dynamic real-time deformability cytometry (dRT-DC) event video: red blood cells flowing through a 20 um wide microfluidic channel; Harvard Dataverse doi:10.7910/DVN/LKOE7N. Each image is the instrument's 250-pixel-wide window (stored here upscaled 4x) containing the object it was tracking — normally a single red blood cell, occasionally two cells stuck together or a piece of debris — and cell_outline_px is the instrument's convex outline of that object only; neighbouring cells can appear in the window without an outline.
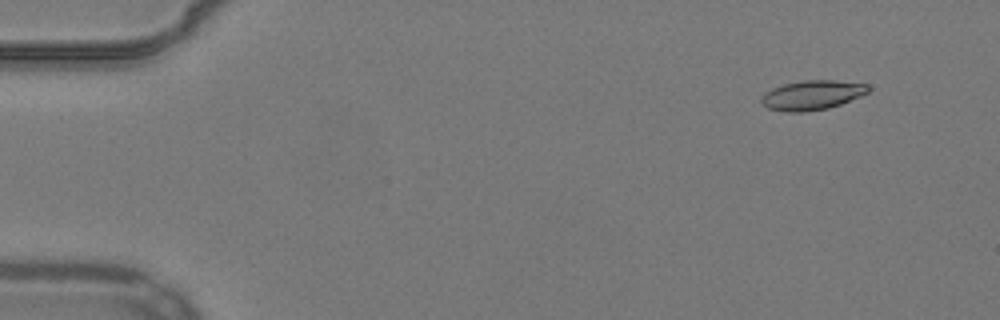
{"species": "common noctule bat (a hibernating species)", "species_latin": "Nyctalus noctula", "temperature_condition": "warm", "stored_images_in_passage": 51, "camera_frame_rate_fps": 3000, "um_per_image_px": 0.085, "animal": {"sex": "male", "body_mass_g": 19.2, "forearm_length_mm": 51.8}, "frame": {"image": 1, "passage_image": 2, "time_ms": 0.333, "image_size_px": [1000, 320], "cell_outline_px": [[868, 92], [860, 96], [840, 104], [828, 108], [804, 112], [784, 112], [768, 108], [760, 100], [760, 96], [764, 92], [772, 88], [784, 84], [804, 80], [836, 80], [868, 84]], "centroid_in_image_um": [68.99, 8.08], "position_along_channel_um": 16.0, "area_um2": 18.38}}
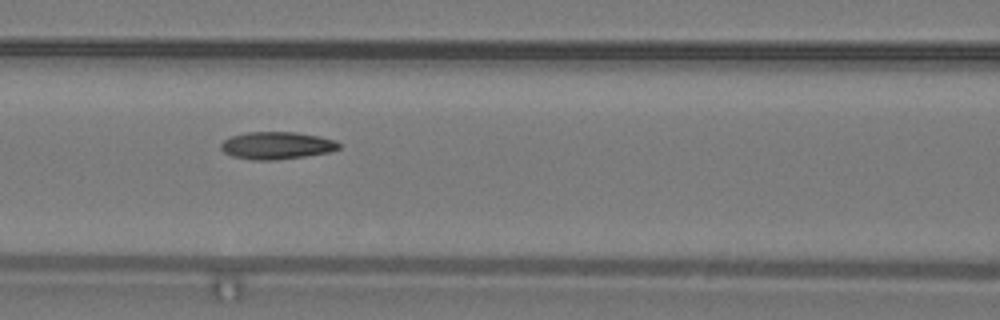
{"frame": {"image": 2, "passage_image": 21, "time_ms": 6.667, "image_size_px": [1000, 320], "cell_outline_px": [[340, 148], [328, 152], [304, 156], [276, 160], [252, 160], [232, 156], [224, 152], [220, 148], [220, 144], [224, 140], [232, 136], [248, 132], [296, 132], [320, 136], [336, 140], [340, 144]], "centroid_in_image_um": [23.52, 12.36], "position_along_channel_um": 143.1, "area_um2": 18.84}}
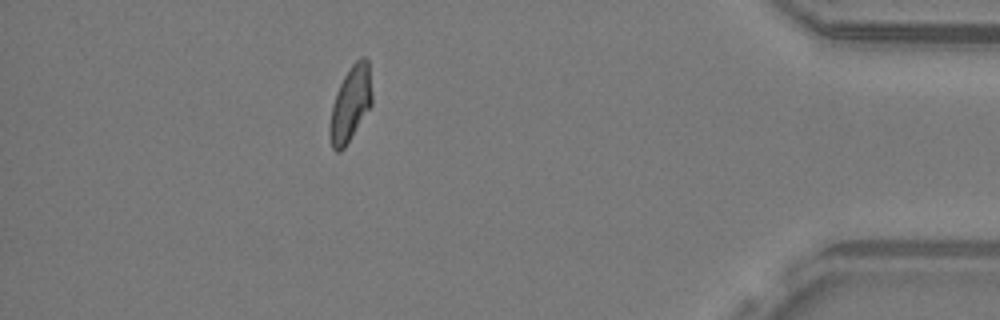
{"frame": {"image": 3, "passage_image": 45, "time_ms": 14.667, "image_size_px": [1000, 320], "cell_outline_px": [[372, 104], [344, 148], [340, 152], [336, 152], [332, 148], [328, 132], [328, 128], [332, 104], [336, 92], [344, 76], [352, 64], [360, 56], [364, 56], [368, 60], [372, 96]], "centroid_in_image_um": [29.77, 8.83], "position_along_channel_um": 405.4, "area_um2": 18.5}, "authors_computed_cell_mechanics": {"area_um2": 18.496, "velocity_mm_per_s": 3.8855, "shape_relaxation_time_tau1_ms": null, "shape_relaxation_time_tau2_ms": 3.8688, "deformation_change_tau1": null, "deformation_change_tau2": 0.1016}}